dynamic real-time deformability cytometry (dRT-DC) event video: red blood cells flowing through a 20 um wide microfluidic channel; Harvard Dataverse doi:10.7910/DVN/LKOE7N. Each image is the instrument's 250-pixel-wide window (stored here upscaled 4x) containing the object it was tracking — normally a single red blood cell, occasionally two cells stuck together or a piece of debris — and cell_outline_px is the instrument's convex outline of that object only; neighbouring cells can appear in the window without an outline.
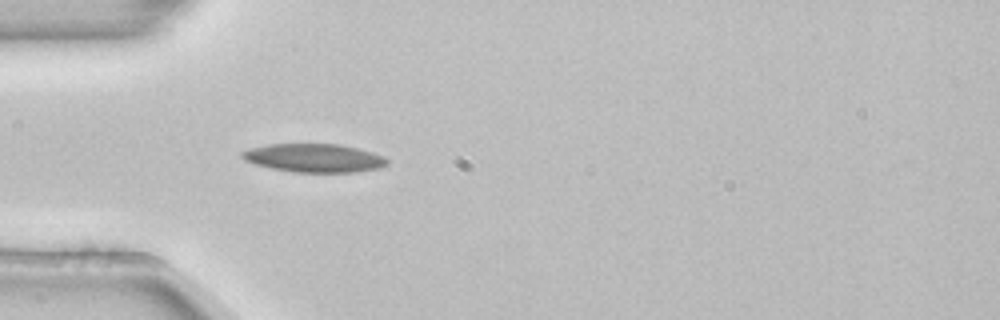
{"species": "common noctule bat (a hibernating species)", "species_latin": "Nyctalus noctula", "temperature_condition": "room temperature", "stored_images_in_passage": 38, "camera_frame_rate_fps": 3000, "um_per_image_px": 0.085, "animal": {"sex": "female", "body_mass_g": 22.7, "forearm_length_mm": 54.2}, "frame": {"image": 1, "passage_image": 1, "time_ms": 0.0, "image_size_px": [1000, 320], "cell_outline_px": [[388, 164], [380, 168], [356, 172], [292, 172], [272, 168], [256, 164], [244, 160], [240, 156], [240, 152], [248, 148], [268, 144], [340, 144], [372, 152], [384, 156], [388, 160]], "centroid_in_image_um": [26.69, 13.42], "position_along_channel_um": 58.3, "area_um2": 24.16}}
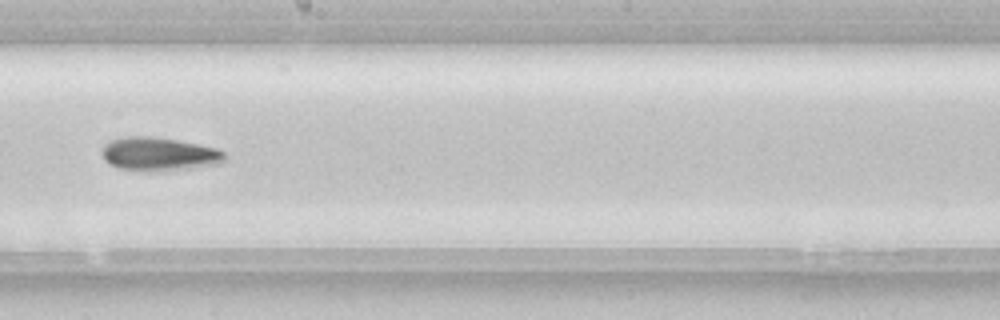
{"frame": {"image": 2, "passage_image": 15, "time_ms": 4.667, "image_size_px": [1000, 320], "cell_outline_px": [[224, 160], [220, 164], [188, 168], [120, 168], [108, 164], [104, 160], [100, 152], [104, 144], [112, 140], [128, 136], [152, 136], [176, 140], [216, 148], [224, 152]], "centroid_in_image_um": [13.48, 13.04], "position_along_channel_um": 234.7, "area_um2": 22.95}}
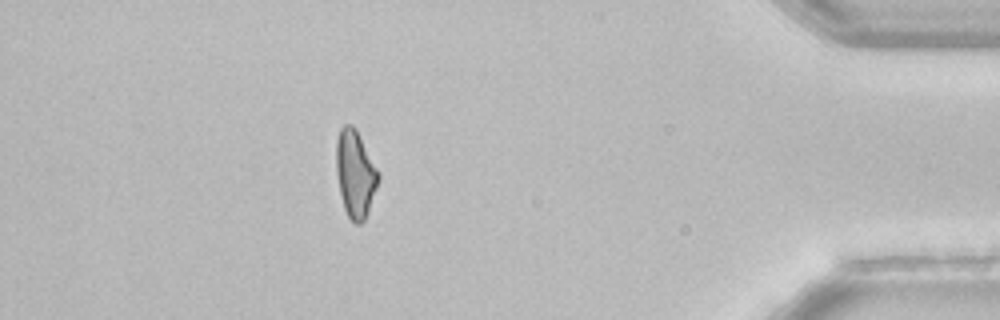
{"frame": {"image": 3, "passage_image": 32, "time_ms": 10.333, "image_size_px": [1000, 320], "cell_outline_px": [[380, 180], [368, 212], [364, 220], [360, 224], [356, 224], [348, 216], [344, 208], [340, 192], [336, 172], [336, 140], [340, 128], [344, 124], [352, 124], [356, 128], [380, 172]], "centroid_in_image_um": [30.21, 14.74], "position_along_channel_um": 405.0, "area_um2": 21.68}, "authors_computed_cell_mechanics": {"area_um2": 22.0507, "velocity_mm_per_s": 3.8736, "shape_relaxation_time_tau1_ms": 6.317, "shape_relaxation_time_tau2_ms": null, "deformation_change_tau1": 0.1308, "deformation_change_tau2": null}}